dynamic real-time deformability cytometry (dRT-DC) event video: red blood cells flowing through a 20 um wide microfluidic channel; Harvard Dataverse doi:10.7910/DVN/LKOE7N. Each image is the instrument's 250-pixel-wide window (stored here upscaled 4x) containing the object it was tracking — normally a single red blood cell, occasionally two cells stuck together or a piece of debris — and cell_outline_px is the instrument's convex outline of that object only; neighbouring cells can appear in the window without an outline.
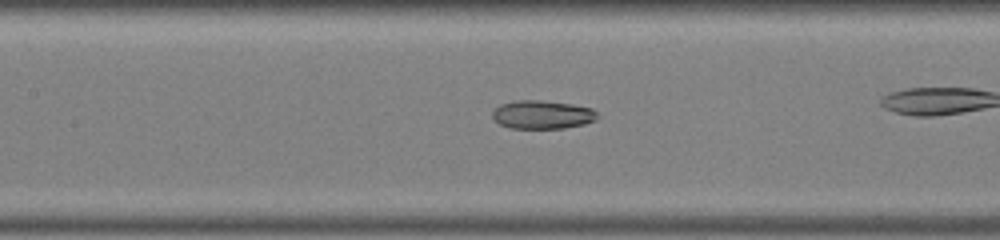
{"species": "common noctule bat (a hibernating species)", "species_latin": "Nyctalus noctula", "temperature_condition": "warm", "stored_images_in_passage": 39, "camera_frame_rate_fps": 3000, "um_per_image_px": 0.085, "animal": {"sex": "male", "body_mass_g": 19.0, "forearm_length_mm": 50.8}, "frame": {"image": 1, "passage_image": 23, "time_ms": 7.333, "image_size_px": [1000, 240], "cell_outline_px": [[600, 116], [596, 120], [584, 124], [564, 128], [508, 128], [500, 124], [492, 116], [492, 112], [500, 104], [516, 100], [540, 100], [572, 104], [592, 108]], "centroid_in_image_um": [46.12, 9.74], "position_along_channel_um": 161.3, "area_um2": 17.46}}
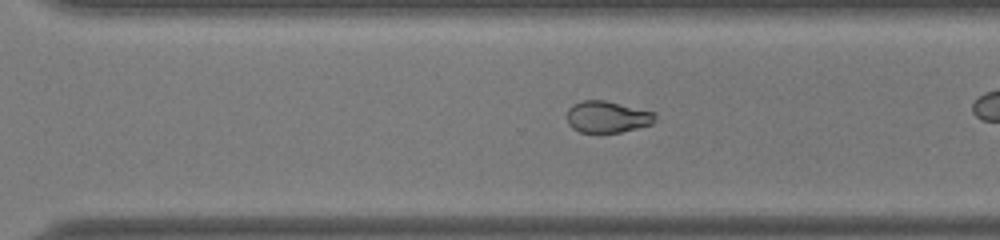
{"frame": {"image": 2, "passage_image": 34, "time_ms": 11.0, "image_size_px": [1000, 240], "cell_outline_px": [[656, 120], [652, 124], [620, 132], [580, 132], [572, 128], [568, 124], [568, 108], [572, 104], [584, 100], [604, 100], [656, 112]], "centroid_in_image_um": [51.63, 9.92], "position_along_channel_um": 319.0, "area_um2": 16.24}}